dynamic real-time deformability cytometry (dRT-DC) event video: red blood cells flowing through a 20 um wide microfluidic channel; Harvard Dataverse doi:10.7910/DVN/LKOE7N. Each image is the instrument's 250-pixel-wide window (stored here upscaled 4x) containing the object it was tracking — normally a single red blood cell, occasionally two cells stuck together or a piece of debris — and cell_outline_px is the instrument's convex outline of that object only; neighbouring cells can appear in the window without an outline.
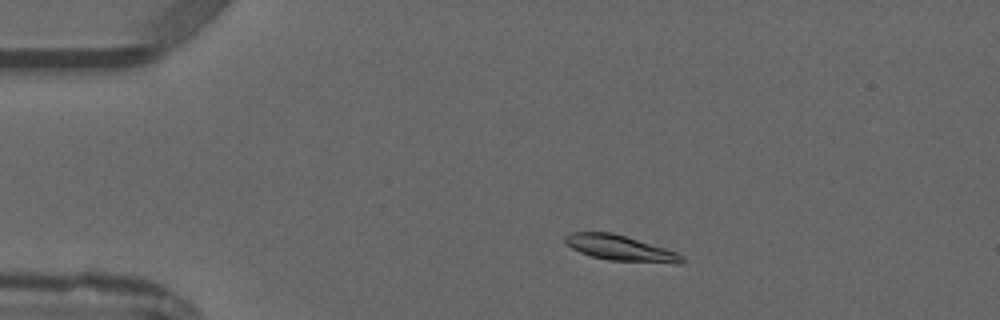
{"species": "common noctule bat (a hibernating species)", "species_latin": "Nyctalus noctula", "temperature_condition": "warm", "stored_images_in_passage": 3, "camera_frame_rate_fps": 3000, "um_per_image_px": 0.085, "animal": {"sex": "male", "forearm_length_mm": 52.5}, "frame": {"image": 1, "passage_image": 2, "time_ms": 1.0, "image_size_px": [1000, 320], "cell_outline_px": [[684, 260], [680, 264], [676, 264], [608, 260], [592, 256], [580, 252], [564, 244], [564, 236], [572, 232], [608, 232], [624, 236], [664, 248], [676, 252], [684, 256]], "centroid_in_image_um": [52.71, 21.1], "position_along_channel_um": 32.3, "area_um2": 17.22}}